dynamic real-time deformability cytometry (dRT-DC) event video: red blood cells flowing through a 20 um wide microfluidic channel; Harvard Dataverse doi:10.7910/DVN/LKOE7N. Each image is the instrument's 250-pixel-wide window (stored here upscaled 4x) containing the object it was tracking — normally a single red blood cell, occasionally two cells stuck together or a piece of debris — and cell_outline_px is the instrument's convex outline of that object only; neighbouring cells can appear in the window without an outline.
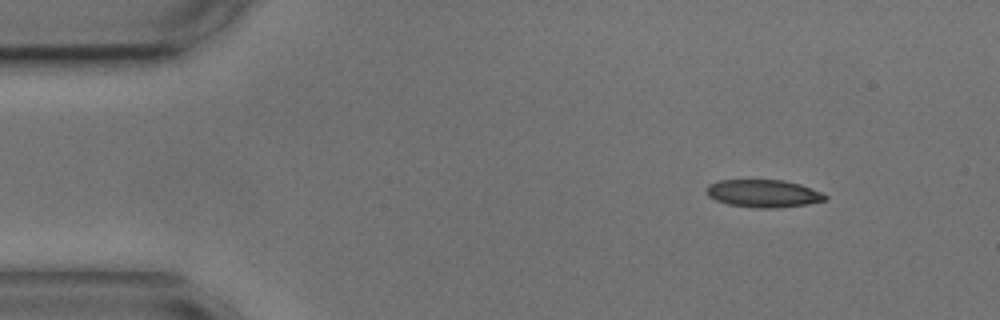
{"species": "common noctule bat (a hibernating species)", "species_latin": "Nyctalus noctula", "temperature_condition": "cold", "stored_images_in_passage": 50, "camera_frame_rate_fps": 3000, "um_per_image_px": 0.085, "animal": {"sex": "male", "body_mass_g": 17.9, "forearm_length_mm": 54.2}, "frame": {"image": 1, "passage_image": 1, "time_ms": 0.0, "image_size_px": [1000, 320], "cell_outline_px": [[828, 196], [824, 200], [808, 204], [776, 208], [760, 208], [728, 204], [716, 200], [708, 196], [704, 192], [708, 184], [720, 180], [784, 180], [800, 184], [820, 192]], "centroid_in_image_um": [64.85, 16.44], "position_along_channel_um": 20.2, "area_um2": 19.07}}
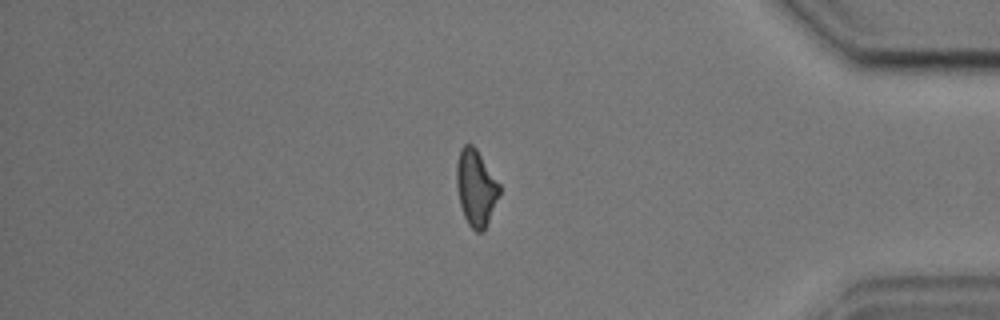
{"frame": {"image": 2, "passage_image": 41, "time_ms": 13.333, "image_size_px": [1000, 320], "cell_outline_px": [[500, 192], [484, 232], [476, 232], [468, 224], [464, 216], [460, 204], [456, 184], [456, 164], [460, 148], [464, 144], [472, 144], [476, 148], [500, 184]], "centroid_in_image_um": [40.44, 15.95], "position_along_channel_um": 394.8, "area_um2": 19.07}}
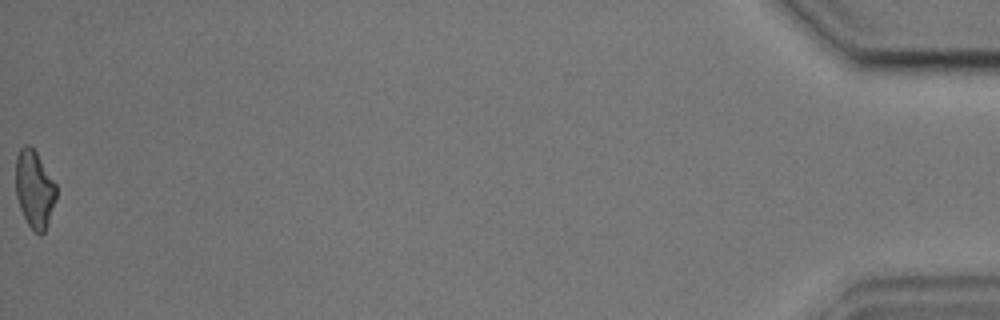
{"frame": {"image": 3, "passage_image": 50, "time_ms": 16.333, "image_size_px": [1000, 320], "cell_outline_px": [[56, 200], [48, 224], [44, 232], [40, 236], [28, 224], [20, 208], [16, 196], [16, 156], [20, 148], [24, 144], [28, 144], [36, 152], [56, 184]], "centroid_in_image_um": [2.93, 16.08], "position_along_channel_um": 432.3, "area_um2": 18.26}, "authors_computed_cell_mechanics": {"area_um2": 19.3919, "velocity_mm_per_s": 3.6011, "shape_relaxation_time_tau1_ms": 7.6573, "shape_relaxation_time_tau2_ms": 2.5922, "deformation_change_tau1": 0.1954, "deformation_change_tau2": 0.1175}}